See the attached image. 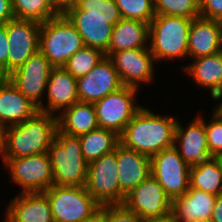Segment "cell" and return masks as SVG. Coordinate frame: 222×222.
I'll return each instance as SVG.
<instances>
[{
	"label": "cell",
	"instance_id": "cell-39",
	"mask_svg": "<svg viewBox=\"0 0 222 222\" xmlns=\"http://www.w3.org/2000/svg\"><path fill=\"white\" fill-rule=\"evenodd\" d=\"M83 222H108V205L99 207L91 216Z\"/></svg>",
	"mask_w": 222,
	"mask_h": 222
},
{
	"label": "cell",
	"instance_id": "cell-40",
	"mask_svg": "<svg viewBox=\"0 0 222 222\" xmlns=\"http://www.w3.org/2000/svg\"><path fill=\"white\" fill-rule=\"evenodd\" d=\"M213 222H222V193L218 194L210 218Z\"/></svg>",
	"mask_w": 222,
	"mask_h": 222
},
{
	"label": "cell",
	"instance_id": "cell-8",
	"mask_svg": "<svg viewBox=\"0 0 222 222\" xmlns=\"http://www.w3.org/2000/svg\"><path fill=\"white\" fill-rule=\"evenodd\" d=\"M9 169L14 184L21 193L44 192L53 185V170L49 153L22 158H1Z\"/></svg>",
	"mask_w": 222,
	"mask_h": 222
},
{
	"label": "cell",
	"instance_id": "cell-4",
	"mask_svg": "<svg viewBox=\"0 0 222 222\" xmlns=\"http://www.w3.org/2000/svg\"><path fill=\"white\" fill-rule=\"evenodd\" d=\"M55 186H85L88 163L85 161L77 136L59 129L49 148Z\"/></svg>",
	"mask_w": 222,
	"mask_h": 222
},
{
	"label": "cell",
	"instance_id": "cell-15",
	"mask_svg": "<svg viewBox=\"0 0 222 222\" xmlns=\"http://www.w3.org/2000/svg\"><path fill=\"white\" fill-rule=\"evenodd\" d=\"M193 120L187 128L177 120L173 145L190 168L209 164L216 158L208 148L204 122L198 115Z\"/></svg>",
	"mask_w": 222,
	"mask_h": 222
},
{
	"label": "cell",
	"instance_id": "cell-10",
	"mask_svg": "<svg viewBox=\"0 0 222 222\" xmlns=\"http://www.w3.org/2000/svg\"><path fill=\"white\" fill-rule=\"evenodd\" d=\"M150 159L151 175L159 182L171 200L188 191L190 167L174 146L163 149Z\"/></svg>",
	"mask_w": 222,
	"mask_h": 222
},
{
	"label": "cell",
	"instance_id": "cell-24",
	"mask_svg": "<svg viewBox=\"0 0 222 222\" xmlns=\"http://www.w3.org/2000/svg\"><path fill=\"white\" fill-rule=\"evenodd\" d=\"M200 87L210 89L211 97L217 101L222 99V51L210 56L194 59L182 67Z\"/></svg>",
	"mask_w": 222,
	"mask_h": 222
},
{
	"label": "cell",
	"instance_id": "cell-41",
	"mask_svg": "<svg viewBox=\"0 0 222 222\" xmlns=\"http://www.w3.org/2000/svg\"><path fill=\"white\" fill-rule=\"evenodd\" d=\"M78 0H52L56 9L63 13L67 8L73 6Z\"/></svg>",
	"mask_w": 222,
	"mask_h": 222
},
{
	"label": "cell",
	"instance_id": "cell-43",
	"mask_svg": "<svg viewBox=\"0 0 222 222\" xmlns=\"http://www.w3.org/2000/svg\"><path fill=\"white\" fill-rule=\"evenodd\" d=\"M214 113L222 120V101L216 105Z\"/></svg>",
	"mask_w": 222,
	"mask_h": 222
},
{
	"label": "cell",
	"instance_id": "cell-36",
	"mask_svg": "<svg viewBox=\"0 0 222 222\" xmlns=\"http://www.w3.org/2000/svg\"><path fill=\"white\" fill-rule=\"evenodd\" d=\"M200 17L222 22V0H199Z\"/></svg>",
	"mask_w": 222,
	"mask_h": 222
},
{
	"label": "cell",
	"instance_id": "cell-9",
	"mask_svg": "<svg viewBox=\"0 0 222 222\" xmlns=\"http://www.w3.org/2000/svg\"><path fill=\"white\" fill-rule=\"evenodd\" d=\"M138 91L136 88L123 86L95 102L98 126L120 136L141 108V105L135 102Z\"/></svg>",
	"mask_w": 222,
	"mask_h": 222
},
{
	"label": "cell",
	"instance_id": "cell-3",
	"mask_svg": "<svg viewBox=\"0 0 222 222\" xmlns=\"http://www.w3.org/2000/svg\"><path fill=\"white\" fill-rule=\"evenodd\" d=\"M192 19L155 15L149 23L148 48L155 62L188 58V36Z\"/></svg>",
	"mask_w": 222,
	"mask_h": 222
},
{
	"label": "cell",
	"instance_id": "cell-28",
	"mask_svg": "<svg viewBox=\"0 0 222 222\" xmlns=\"http://www.w3.org/2000/svg\"><path fill=\"white\" fill-rule=\"evenodd\" d=\"M189 183L191 188H195L215 196L221 194V157L213 159L209 164L190 168Z\"/></svg>",
	"mask_w": 222,
	"mask_h": 222
},
{
	"label": "cell",
	"instance_id": "cell-5",
	"mask_svg": "<svg viewBox=\"0 0 222 222\" xmlns=\"http://www.w3.org/2000/svg\"><path fill=\"white\" fill-rule=\"evenodd\" d=\"M84 46L76 27L63 13L41 23L39 51L54 67H63Z\"/></svg>",
	"mask_w": 222,
	"mask_h": 222
},
{
	"label": "cell",
	"instance_id": "cell-7",
	"mask_svg": "<svg viewBox=\"0 0 222 222\" xmlns=\"http://www.w3.org/2000/svg\"><path fill=\"white\" fill-rule=\"evenodd\" d=\"M117 170L116 147L113 152L88 163L85 189L101 206L122 204L125 199Z\"/></svg>",
	"mask_w": 222,
	"mask_h": 222
},
{
	"label": "cell",
	"instance_id": "cell-29",
	"mask_svg": "<svg viewBox=\"0 0 222 222\" xmlns=\"http://www.w3.org/2000/svg\"><path fill=\"white\" fill-rule=\"evenodd\" d=\"M12 6L16 19L43 23L60 14L52 0H12Z\"/></svg>",
	"mask_w": 222,
	"mask_h": 222
},
{
	"label": "cell",
	"instance_id": "cell-31",
	"mask_svg": "<svg viewBox=\"0 0 222 222\" xmlns=\"http://www.w3.org/2000/svg\"><path fill=\"white\" fill-rule=\"evenodd\" d=\"M155 15L200 17L199 0H154Z\"/></svg>",
	"mask_w": 222,
	"mask_h": 222
},
{
	"label": "cell",
	"instance_id": "cell-37",
	"mask_svg": "<svg viewBox=\"0 0 222 222\" xmlns=\"http://www.w3.org/2000/svg\"><path fill=\"white\" fill-rule=\"evenodd\" d=\"M0 72L4 77L8 76V39L6 24L0 25Z\"/></svg>",
	"mask_w": 222,
	"mask_h": 222
},
{
	"label": "cell",
	"instance_id": "cell-12",
	"mask_svg": "<svg viewBox=\"0 0 222 222\" xmlns=\"http://www.w3.org/2000/svg\"><path fill=\"white\" fill-rule=\"evenodd\" d=\"M40 26V22L16 18L6 23L8 75L39 51Z\"/></svg>",
	"mask_w": 222,
	"mask_h": 222
},
{
	"label": "cell",
	"instance_id": "cell-32",
	"mask_svg": "<svg viewBox=\"0 0 222 222\" xmlns=\"http://www.w3.org/2000/svg\"><path fill=\"white\" fill-rule=\"evenodd\" d=\"M123 19L150 23L155 17L154 0H115Z\"/></svg>",
	"mask_w": 222,
	"mask_h": 222
},
{
	"label": "cell",
	"instance_id": "cell-19",
	"mask_svg": "<svg viewBox=\"0 0 222 222\" xmlns=\"http://www.w3.org/2000/svg\"><path fill=\"white\" fill-rule=\"evenodd\" d=\"M39 111L8 77L0 79V123L4 127L22 123Z\"/></svg>",
	"mask_w": 222,
	"mask_h": 222
},
{
	"label": "cell",
	"instance_id": "cell-17",
	"mask_svg": "<svg viewBox=\"0 0 222 222\" xmlns=\"http://www.w3.org/2000/svg\"><path fill=\"white\" fill-rule=\"evenodd\" d=\"M63 14L76 27L85 46L104 54L108 50L113 27L122 19V16L85 15L84 10H65Z\"/></svg>",
	"mask_w": 222,
	"mask_h": 222
},
{
	"label": "cell",
	"instance_id": "cell-13",
	"mask_svg": "<svg viewBox=\"0 0 222 222\" xmlns=\"http://www.w3.org/2000/svg\"><path fill=\"white\" fill-rule=\"evenodd\" d=\"M53 68L50 61L38 51L7 77L26 98L39 107L43 106L41 98Z\"/></svg>",
	"mask_w": 222,
	"mask_h": 222
},
{
	"label": "cell",
	"instance_id": "cell-2",
	"mask_svg": "<svg viewBox=\"0 0 222 222\" xmlns=\"http://www.w3.org/2000/svg\"><path fill=\"white\" fill-rule=\"evenodd\" d=\"M177 117L161 116L141 107L119 136L120 143L148 157L174 145Z\"/></svg>",
	"mask_w": 222,
	"mask_h": 222
},
{
	"label": "cell",
	"instance_id": "cell-30",
	"mask_svg": "<svg viewBox=\"0 0 222 222\" xmlns=\"http://www.w3.org/2000/svg\"><path fill=\"white\" fill-rule=\"evenodd\" d=\"M104 57L102 51L84 46L76 51L63 67L78 79L91 71Z\"/></svg>",
	"mask_w": 222,
	"mask_h": 222
},
{
	"label": "cell",
	"instance_id": "cell-14",
	"mask_svg": "<svg viewBox=\"0 0 222 222\" xmlns=\"http://www.w3.org/2000/svg\"><path fill=\"white\" fill-rule=\"evenodd\" d=\"M117 70L123 86L139 89L142 83L154 79L155 59L149 48L128 49L109 56Z\"/></svg>",
	"mask_w": 222,
	"mask_h": 222
},
{
	"label": "cell",
	"instance_id": "cell-26",
	"mask_svg": "<svg viewBox=\"0 0 222 222\" xmlns=\"http://www.w3.org/2000/svg\"><path fill=\"white\" fill-rule=\"evenodd\" d=\"M58 129L71 136H81L98 128L94 103L78 101L58 116Z\"/></svg>",
	"mask_w": 222,
	"mask_h": 222
},
{
	"label": "cell",
	"instance_id": "cell-16",
	"mask_svg": "<svg viewBox=\"0 0 222 222\" xmlns=\"http://www.w3.org/2000/svg\"><path fill=\"white\" fill-rule=\"evenodd\" d=\"M121 87L119 74L108 56L77 79V94L81 102L95 103Z\"/></svg>",
	"mask_w": 222,
	"mask_h": 222
},
{
	"label": "cell",
	"instance_id": "cell-45",
	"mask_svg": "<svg viewBox=\"0 0 222 222\" xmlns=\"http://www.w3.org/2000/svg\"><path fill=\"white\" fill-rule=\"evenodd\" d=\"M193 222H213L211 219H209V220H198V221H193Z\"/></svg>",
	"mask_w": 222,
	"mask_h": 222
},
{
	"label": "cell",
	"instance_id": "cell-33",
	"mask_svg": "<svg viewBox=\"0 0 222 222\" xmlns=\"http://www.w3.org/2000/svg\"><path fill=\"white\" fill-rule=\"evenodd\" d=\"M66 10H84L85 15L122 16L115 0H78Z\"/></svg>",
	"mask_w": 222,
	"mask_h": 222
},
{
	"label": "cell",
	"instance_id": "cell-42",
	"mask_svg": "<svg viewBox=\"0 0 222 222\" xmlns=\"http://www.w3.org/2000/svg\"><path fill=\"white\" fill-rule=\"evenodd\" d=\"M142 222H177L174 216L170 213L167 216L160 217V218H148L142 219Z\"/></svg>",
	"mask_w": 222,
	"mask_h": 222
},
{
	"label": "cell",
	"instance_id": "cell-11",
	"mask_svg": "<svg viewBox=\"0 0 222 222\" xmlns=\"http://www.w3.org/2000/svg\"><path fill=\"white\" fill-rule=\"evenodd\" d=\"M141 219L160 218L171 213L172 200L150 175L125 195L122 203Z\"/></svg>",
	"mask_w": 222,
	"mask_h": 222
},
{
	"label": "cell",
	"instance_id": "cell-20",
	"mask_svg": "<svg viewBox=\"0 0 222 222\" xmlns=\"http://www.w3.org/2000/svg\"><path fill=\"white\" fill-rule=\"evenodd\" d=\"M222 51V22L202 17L192 19L188 36V58L210 56Z\"/></svg>",
	"mask_w": 222,
	"mask_h": 222
},
{
	"label": "cell",
	"instance_id": "cell-21",
	"mask_svg": "<svg viewBox=\"0 0 222 222\" xmlns=\"http://www.w3.org/2000/svg\"><path fill=\"white\" fill-rule=\"evenodd\" d=\"M6 209L4 222H54L50 202L43 192H20Z\"/></svg>",
	"mask_w": 222,
	"mask_h": 222
},
{
	"label": "cell",
	"instance_id": "cell-25",
	"mask_svg": "<svg viewBox=\"0 0 222 222\" xmlns=\"http://www.w3.org/2000/svg\"><path fill=\"white\" fill-rule=\"evenodd\" d=\"M148 39L149 23L122 18L112 29L105 56L122 50L148 48Z\"/></svg>",
	"mask_w": 222,
	"mask_h": 222
},
{
	"label": "cell",
	"instance_id": "cell-38",
	"mask_svg": "<svg viewBox=\"0 0 222 222\" xmlns=\"http://www.w3.org/2000/svg\"><path fill=\"white\" fill-rule=\"evenodd\" d=\"M15 18L12 0H0V25Z\"/></svg>",
	"mask_w": 222,
	"mask_h": 222
},
{
	"label": "cell",
	"instance_id": "cell-27",
	"mask_svg": "<svg viewBox=\"0 0 222 222\" xmlns=\"http://www.w3.org/2000/svg\"><path fill=\"white\" fill-rule=\"evenodd\" d=\"M79 139L83 157L87 163L113 152L120 143L119 135L101 127L79 136Z\"/></svg>",
	"mask_w": 222,
	"mask_h": 222
},
{
	"label": "cell",
	"instance_id": "cell-6",
	"mask_svg": "<svg viewBox=\"0 0 222 222\" xmlns=\"http://www.w3.org/2000/svg\"><path fill=\"white\" fill-rule=\"evenodd\" d=\"M51 205L54 222H83L101 205L85 186H55L43 192Z\"/></svg>",
	"mask_w": 222,
	"mask_h": 222
},
{
	"label": "cell",
	"instance_id": "cell-18",
	"mask_svg": "<svg viewBox=\"0 0 222 222\" xmlns=\"http://www.w3.org/2000/svg\"><path fill=\"white\" fill-rule=\"evenodd\" d=\"M47 104L39 106V111L56 115L79 101L77 79L64 67H54L50 73L47 86Z\"/></svg>",
	"mask_w": 222,
	"mask_h": 222
},
{
	"label": "cell",
	"instance_id": "cell-44",
	"mask_svg": "<svg viewBox=\"0 0 222 222\" xmlns=\"http://www.w3.org/2000/svg\"><path fill=\"white\" fill-rule=\"evenodd\" d=\"M4 129L5 127L0 123V150L3 145V140H4Z\"/></svg>",
	"mask_w": 222,
	"mask_h": 222
},
{
	"label": "cell",
	"instance_id": "cell-23",
	"mask_svg": "<svg viewBox=\"0 0 222 222\" xmlns=\"http://www.w3.org/2000/svg\"><path fill=\"white\" fill-rule=\"evenodd\" d=\"M216 197L189 186L185 194L172 200L171 214L177 222L209 220Z\"/></svg>",
	"mask_w": 222,
	"mask_h": 222
},
{
	"label": "cell",
	"instance_id": "cell-22",
	"mask_svg": "<svg viewBox=\"0 0 222 222\" xmlns=\"http://www.w3.org/2000/svg\"><path fill=\"white\" fill-rule=\"evenodd\" d=\"M117 175L120 191L126 195L151 175V159L135 150L116 146Z\"/></svg>",
	"mask_w": 222,
	"mask_h": 222
},
{
	"label": "cell",
	"instance_id": "cell-35",
	"mask_svg": "<svg viewBox=\"0 0 222 222\" xmlns=\"http://www.w3.org/2000/svg\"><path fill=\"white\" fill-rule=\"evenodd\" d=\"M108 222H142V219L123 204L108 205Z\"/></svg>",
	"mask_w": 222,
	"mask_h": 222
},
{
	"label": "cell",
	"instance_id": "cell-34",
	"mask_svg": "<svg viewBox=\"0 0 222 222\" xmlns=\"http://www.w3.org/2000/svg\"><path fill=\"white\" fill-rule=\"evenodd\" d=\"M203 122L207 137L208 148L211 153L216 157L222 156V120L213 112L212 118L209 123L198 116Z\"/></svg>",
	"mask_w": 222,
	"mask_h": 222
},
{
	"label": "cell",
	"instance_id": "cell-1",
	"mask_svg": "<svg viewBox=\"0 0 222 222\" xmlns=\"http://www.w3.org/2000/svg\"><path fill=\"white\" fill-rule=\"evenodd\" d=\"M58 129L57 115L38 111L22 123L5 127L1 158L48 153Z\"/></svg>",
	"mask_w": 222,
	"mask_h": 222
}]
</instances>
